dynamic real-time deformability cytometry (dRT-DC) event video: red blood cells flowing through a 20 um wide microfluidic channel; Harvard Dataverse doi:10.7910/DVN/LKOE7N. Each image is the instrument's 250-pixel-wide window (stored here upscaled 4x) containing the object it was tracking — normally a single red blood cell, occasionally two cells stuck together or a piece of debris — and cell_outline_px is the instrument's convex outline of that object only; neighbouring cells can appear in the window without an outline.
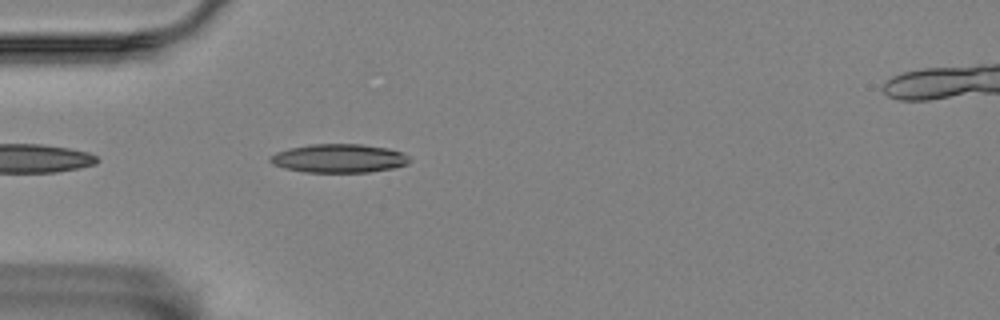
{"species": "Egyptian fruit bat (a non-hibernating species)", "species_latin": "Rousettus aegyptiacus", "temperature_condition": "room temperature", "stored_images_in_passage": 27, "camera_frame_rate_fps": 3000, "um_per_image_px": 0.085, "animal": {"sex": "female"}, "frame": {"image": 1, "passage_image": 3, "time_ms": 0.667, "image_size_px": [1000, 320], "cell_outline_px": [[412, 160], [408, 164], [392, 168], [368, 172], [304, 172], [284, 168], [272, 164], [268, 160], [268, 156], [276, 152], [288, 148], [308, 144], [360, 144], [388, 148], [404, 152]], "centroid_in_image_um": [28.79, 13.45], "position_along_channel_um": 56.2, "area_um2": 23.52}}
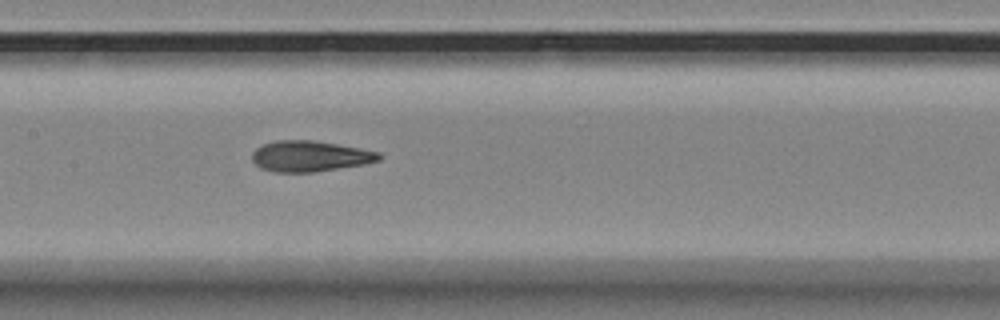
{"frame": {"image": 2, "passage_image": 14, "time_ms": 4.333, "image_size_px": [1000, 320], "cell_outline_px": [[384, 156], [380, 160], [364, 164], [312, 172], [276, 172], [260, 168], [252, 160], [252, 152], [256, 148], [264, 144], [276, 140], [312, 140], [360, 148], [380, 152]], "centroid_in_image_um": [26.35, 13.27], "position_along_channel_um": 181.0, "area_um2": 22.72}}
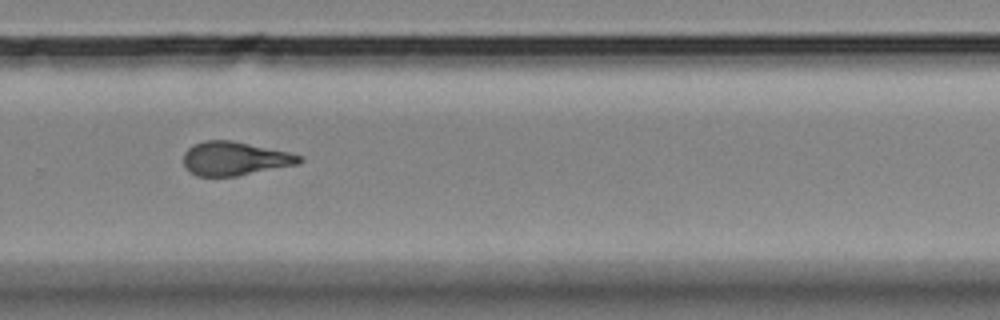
{"frame": {"image": 3, "passage_image": 25, "time_ms": 8.0, "image_size_px": [1000, 320], "cell_outline_px": [[304, 160], [300, 164], [236, 176], [196, 176], [188, 172], [184, 168], [184, 152], [188, 148], [204, 140], [232, 140], [288, 152], [304, 156]], "centroid_in_image_um": [19.96, 13.48], "position_along_channel_um": 309.8, "area_um2": 22.95}}